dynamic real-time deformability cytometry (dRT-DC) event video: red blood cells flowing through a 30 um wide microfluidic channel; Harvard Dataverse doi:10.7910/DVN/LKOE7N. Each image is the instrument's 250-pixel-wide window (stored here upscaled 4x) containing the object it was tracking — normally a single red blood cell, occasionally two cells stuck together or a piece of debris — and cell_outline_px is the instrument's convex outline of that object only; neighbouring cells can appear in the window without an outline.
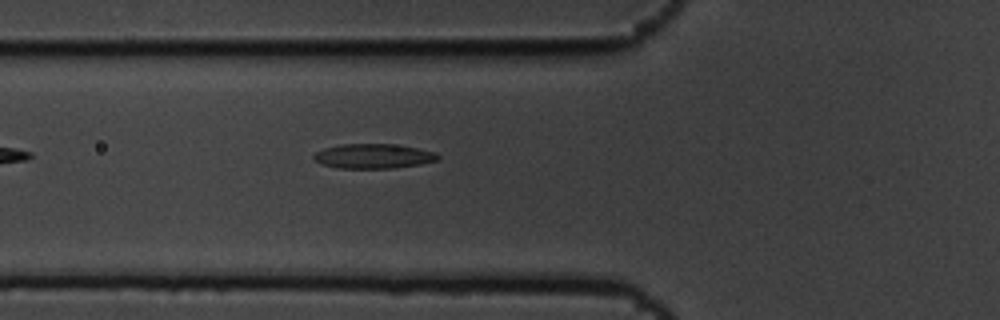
{"species": "common noctule bat (a hibernating species)", "species_latin": "Nyctalus noctula", "temperature_condition": "cold", "stored_images_in_passage": 2, "camera_frame_rate_fps": 3000, "um_per_image_px": 0.085, "animal": {"sex": "male", "body_mass_g": 19.5, "forearm_length_mm": 54.6}, "frame": {"image": 1, "passage_image": 2, "time_ms": 0.333, "image_size_px": [1000, 320], "cell_outline_px": [[440, 156], [436, 160], [420, 164], [392, 168], [336, 168], [320, 164], [312, 156], [316, 152], [324, 148], [340, 144], [392, 144], [416, 148], [436, 152]], "centroid_in_image_um": [31.7, 13.27], "position_along_channel_um": 94.1, "area_um2": 17.74}}